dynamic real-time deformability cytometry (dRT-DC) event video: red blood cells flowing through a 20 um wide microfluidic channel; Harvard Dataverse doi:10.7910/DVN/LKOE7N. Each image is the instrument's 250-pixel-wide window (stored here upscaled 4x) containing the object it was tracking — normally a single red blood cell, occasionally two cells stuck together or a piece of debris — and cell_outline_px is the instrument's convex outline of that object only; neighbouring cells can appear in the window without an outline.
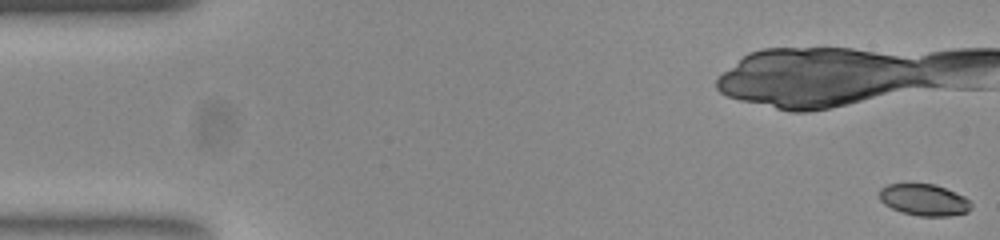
{"species": "common noctule bat (a hibernating species)", "species_latin": "Nyctalus noctula", "temperature_condition": "room temperature", "stored_images_in_passage": 55, "camera_frame_rate_fps": 3000, "um_per_image_px": 0.085, "animal": {"sex": "female", "body_mass_g": 23.0, "forearm_length_mm": 53.4}, "frame": {"image": 1, "passage_image": 1, "time_ms": 0.0, "image_size_px": [1000, 240], "cell_outline_px": [[972, 208], [968, 212], [948, 216], [920, 216], [904, 212], [892, 208], [884, 204], [880, 200], [880, 188], [888, 184], [936, 184], [956, 192], [964, 196], [972, 204]], "centroid_in_image_um": [78.58, 16.98], "position_along_channel_um": 6.4, "area_um2": 16.88}, "authors_computed_cell_mechanics": {"area_um2": 18.8428, "velocity_mm_per_s": 3.7649, "shape_relaxation_time_tau1_ms": 4.0541, "shape_relaxation_time_tau2_ms": 5.4417, "deformation_change_tau1": 0.0975, "deformation_change_tau2": 0.0438}}